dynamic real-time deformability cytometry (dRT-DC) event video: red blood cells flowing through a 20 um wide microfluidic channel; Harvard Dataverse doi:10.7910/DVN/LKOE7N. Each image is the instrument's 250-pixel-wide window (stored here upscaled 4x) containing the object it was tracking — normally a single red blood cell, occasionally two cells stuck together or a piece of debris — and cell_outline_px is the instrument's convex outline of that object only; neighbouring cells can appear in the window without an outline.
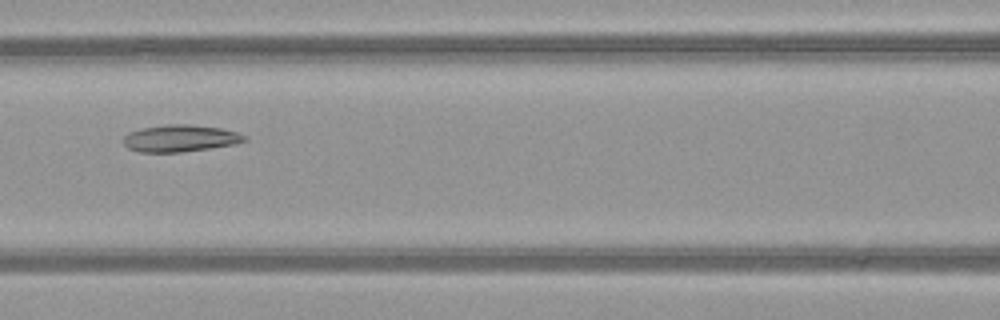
{"species": "common noctule bat (a hibernating species)", "species_latin": "Nyctalus noctula", "temperature_condition": "warm", "stored_images_in_passage": 5, "camera_frame_rate_fps": 3000, "um_per_image_px": 0.085, "animal": {"sex": "female", "body_mass_g": 21.9}, "frame": {"image": 1, "passage_image": 5, "time_ms": 1.333, "image_size_px": [1000, 320], "cell_outline_px": [[248, 140], [236, 144], [180, 152], [140, 152], [128, 148], [124, 144], [124, 136], [128, 132], [140, 128], [168, 124], [188, 124], [220, 128], [236, 132], [244, 136]], "centroid_in_image_um": [15.29, 11.75], "position_along_channel_um": 151.3, "area_um2": 18.9}}